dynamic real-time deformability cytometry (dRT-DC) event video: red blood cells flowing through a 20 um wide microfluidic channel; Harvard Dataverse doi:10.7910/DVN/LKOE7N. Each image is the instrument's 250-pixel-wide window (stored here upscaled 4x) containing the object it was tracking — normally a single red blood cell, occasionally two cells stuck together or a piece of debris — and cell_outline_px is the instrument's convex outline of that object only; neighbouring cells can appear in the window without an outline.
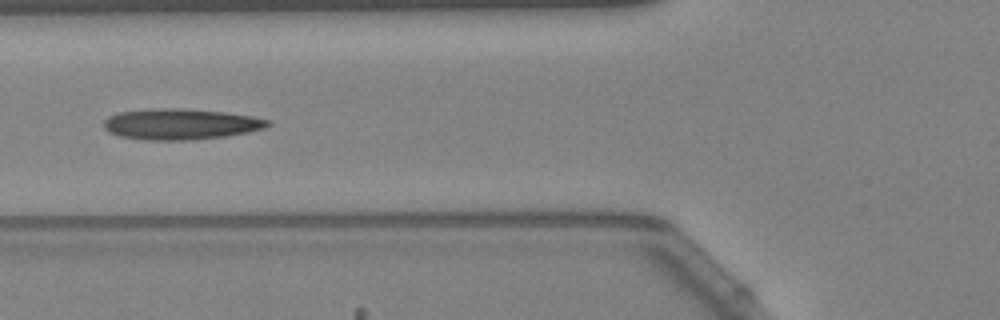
{"species": "Egyptian fruit bat (a non-hibernating species)", "species_latin": "Rousettus aegyptiacus", "temperature_condition": "warm", "stored_images_in_passage": 23, "camera_frame_rate_fps": 3000, "um_per_image_px": 0.085, "animal": {"sex": "female"}, "frame": {"image": 1, "passage_image": 7, "time_ms": 2.0, "image_size_px": [1000, 320], "cell_outline_px": [[272, 124], [264, 128], [248, 132], [224, 136], [188, 140], [144, 140], [120, 136], [108, 132], [104, 128], [104, 120], [108, 116], [120, 112], [152, 108], [176, 108], [224, 112], [252, 116], [272, 120]], "centroid_in_image_um": [15.35, 10.55], "position_along_channel_um": 110.5, "area_um2": 29.54}}